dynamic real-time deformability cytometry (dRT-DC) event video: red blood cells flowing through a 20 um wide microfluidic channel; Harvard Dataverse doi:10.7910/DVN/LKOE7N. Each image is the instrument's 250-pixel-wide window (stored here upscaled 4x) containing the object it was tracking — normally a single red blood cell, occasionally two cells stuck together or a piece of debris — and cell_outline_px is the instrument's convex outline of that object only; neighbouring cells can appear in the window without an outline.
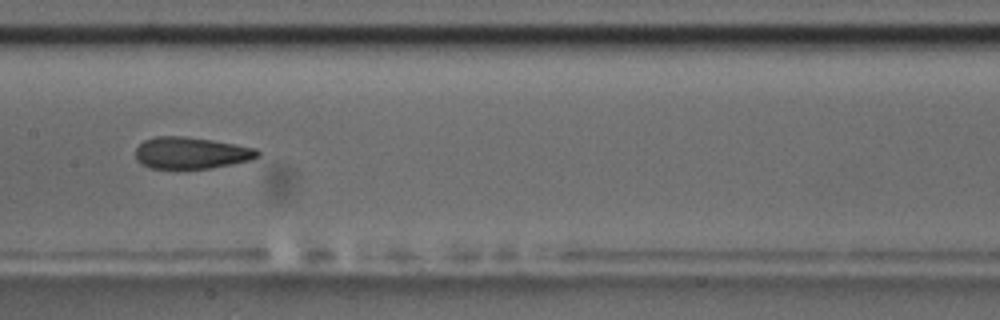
{"species": "common noctule bat (a hibernating species)", "species_latin": "Nyctalus noctula", "temperature_condition": "room temperature", "stored_images_in_passage": 13, "camera_frame_rate_fps": 3000, "um_per_image_px": 0.085, "animal": {"sex": "male", "body_mass_g": 17.5, "forearm_length_mm": 52.3}, "frame": {"image": 1, "passage_image": 4, "time_ms": 3.667, "image_size_px": [1000, 320], "cell_outline_px": [[260, 156], [248, 160], [212, 168], [148, 168], [140, 164], [136, 160], [136, 148], [144, 140], [156, 136], [184, 136], [212, 140], [256, 148], [260, 152]], "centroid_in_image_um": [16.21, 13.0], "position_along_channel_um": 191.2, "area_um2": 22.48}, "authors_computed_cell_mechanics": {"area_um2": 23.12, "velocity_mm_per_s": 3.5512, "shape_relaxation_time_tau1_ms": 5.3209, "shape_relaxation_time_tau2_ms": 1.7795, "deformation_change_tau1": 0.1555, "deformation_change_tau2": 0.0767}}